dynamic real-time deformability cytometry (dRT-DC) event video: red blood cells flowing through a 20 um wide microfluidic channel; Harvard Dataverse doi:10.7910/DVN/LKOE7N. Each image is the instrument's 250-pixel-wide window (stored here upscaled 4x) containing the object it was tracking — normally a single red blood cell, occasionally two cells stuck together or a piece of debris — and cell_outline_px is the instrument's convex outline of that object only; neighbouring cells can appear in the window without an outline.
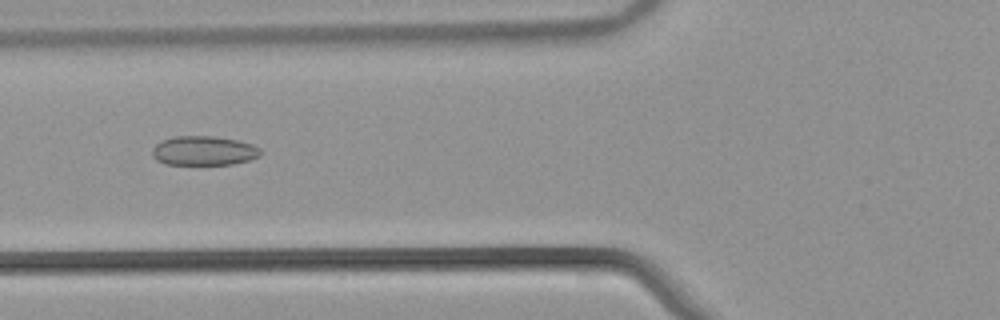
{"species": "common noctule bat (a hibernating species)", "species_latin": "Nyctalus noctula", "temperature_condition": "warm", "stored_images_in_passage": 52, "camera_frame_rate_fps": 3000, "um_per_image_px": 0.085, "animal": {"sex": "male", "body_mass_g": 21.5, "forearm_length_mm": 52.0}, "frame": {"image": 1, "passage_image": 20, "time_ms": 6.333, "image_size_px": [1000, 320], "cell_outline_px": [[260, 156], [248, 160], [232, 164], [164, 164], [156, 160], [152, 156], [152, 148], [160, 140], [172, 136], [216, 136], [236, 140], [252, 144], [260, 148]], "centroid_in_image_um": [17.28, 12.8], "position_along_channel_um": 108.5, "area_um2": 18.61}}
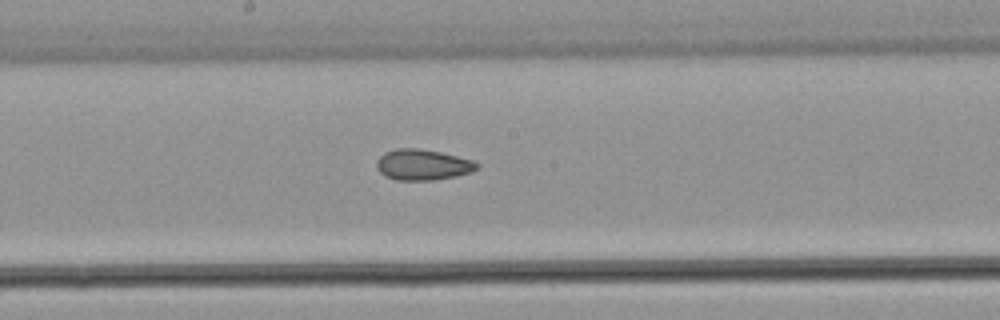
{"frame": {"image": 2, "passage_image": 28, "time_ms": 9.0, "image_size_px": [1000, 320], "cell_outline_px": [[480, 164], [472, 172], [456, 176], [432, 180], [396, 180], [384, 176], [376, 168], [376, 160], [384, 152], [396, 148], [420, 148], [440, 152], [472, 160]], "centroid_in_image_um": [35.89, 14.0], "position_along_channel_um": 212.3, "area_um2": 18.09}}
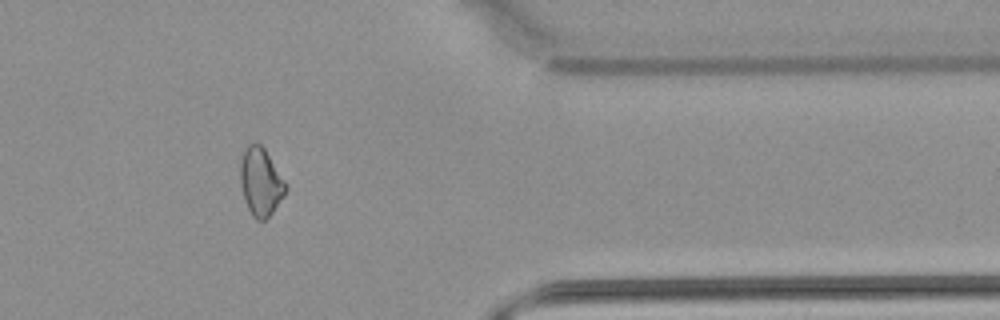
{"frame": {"image": 3, "passage_image": 43, "time_ms": 14.0, "image_size_px": [1000, 320], "cell_outline_px": [[288, 188], [284, 196], [272, 212], [264, 220], [256, 220], [252, 216], [248, 208], [240, 184], [240, 164], [244, 148], [248, 144], [260, 144], [264, 148], [288, 184]], "centroid_in_image_um": [22.17, 15.45], "position_along_channel_um": 389.2, "area_um2": 17.98}, "authors_computed_cell_mechanics": {"area_um2": 18.9873, "velocity_mm_per_s": 3.8882, "shape_relaxation_time_tau1_ms": null, "shape_relaxation_time_tau2_ms": 2.6752, "deformation_change_tau1": null, "deformation_change_tau2": 0.0812}}